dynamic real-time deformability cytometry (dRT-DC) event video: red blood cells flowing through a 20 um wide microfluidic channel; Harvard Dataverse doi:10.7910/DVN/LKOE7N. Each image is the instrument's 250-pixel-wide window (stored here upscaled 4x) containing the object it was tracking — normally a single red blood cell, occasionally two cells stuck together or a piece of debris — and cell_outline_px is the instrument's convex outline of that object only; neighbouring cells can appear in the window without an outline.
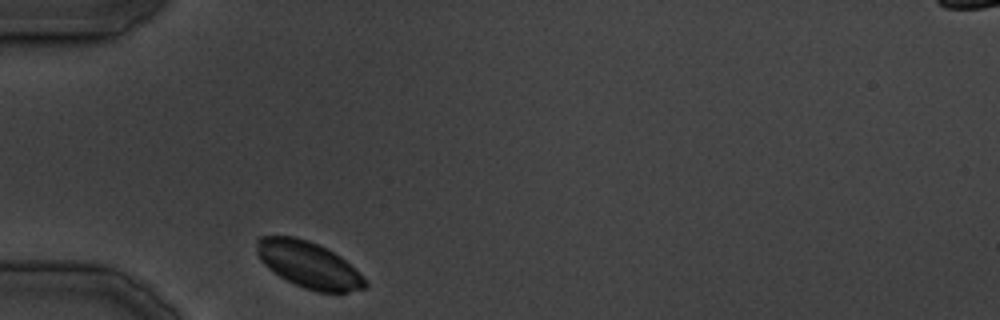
{"species": "common noctule bat (a hibernating species)", "species_latin": "Nyctalus noctula", "temperature_condition": "cold", "stored_images_in_passage": 26, "camera_frame_rate_fps": 3000, "um_per_image_px": 0.085, "animal": {"sex": "male", "body_mass_g": 19.5, "forearm_length_mm": 54.6}, "frame": {"image": 1, "passage_image": 1, "time_ms": 0.0, "image_size_px": [1000, 320], "cell_outline_px": [[368, 284], [364, 288], [348, 292], [316, 292], [304, 288], [280, 276], [268, 268], [260, 260], [256, 252], [256, 240], [260, 236], [296, 236], [308, 240], [340, 256], [364, 276]], "centroid_in_image_um": [26.22, 22.5], "position_along_channel_um": 58.8, "area_um2": 29.13}}